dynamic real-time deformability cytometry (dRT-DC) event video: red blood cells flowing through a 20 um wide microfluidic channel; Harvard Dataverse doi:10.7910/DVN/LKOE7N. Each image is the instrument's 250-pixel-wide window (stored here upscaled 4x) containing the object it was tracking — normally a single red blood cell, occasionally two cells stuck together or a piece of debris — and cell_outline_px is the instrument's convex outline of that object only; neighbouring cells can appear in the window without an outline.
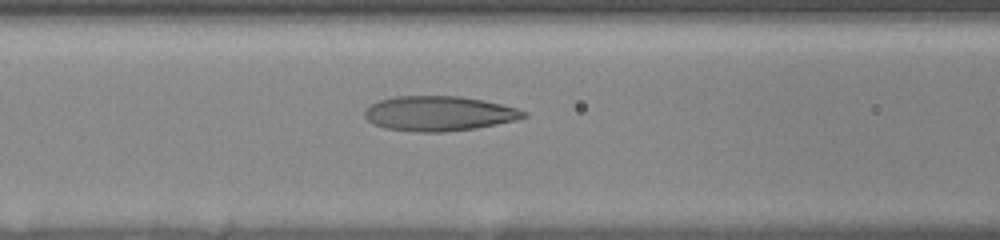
{"species": "human", "species_latin": "Homo sapiens", "temperature_condition": "room temperature", "stored_images_in_passage": 33, "camera_frame_rate_fps": 3000, "um_per_image_px": 0.085, "donor": {"sex": "female"}, "frame": {"image": 1, "passage_image": 24, "time_ms": 4.667, "image_size_px": [1000, 240], "cell_outline_px": [[528, 116], [516, 120], [476, 128], [444, 132], [420, 132], [384, 128], [368, 120], [364, 116], [364, 112], [368, 104], [380, 100], [396, 96], [460, 96], [484, 100], [516, 108], [528, 112]], "centroid_in_image_um": [37.31, 9.64], "position_along_channel_um": 129.3, "area_um2": 32.31}}
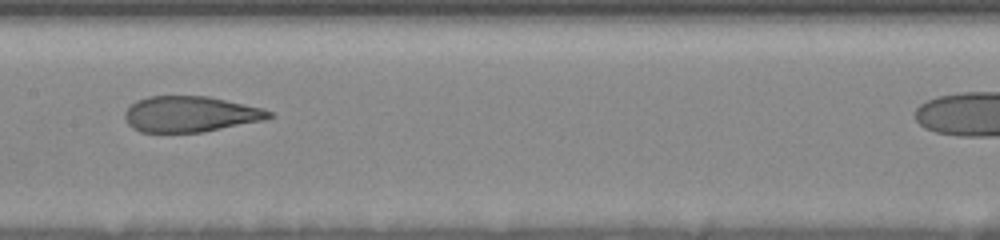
{"frame": {"image": 2, "passage_image": 32, "time_ms": 6.333, "image_size_px": [1000, 240], "cell_outline_px": [[272, 116], [264, 120], [204, 132], [140, 132], [132, 128], [124, 120], [124, 112], [136, 100], [148, 96], [208, 96], [264, 108], [272, 112]], "centroid_in_image_um": [16.16, 9.7], "position_along_channel_um": 191.2, "area_um2": 30.23}}